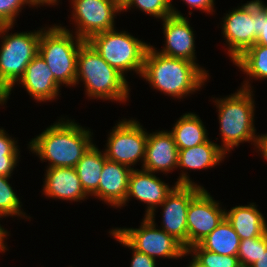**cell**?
<instances>
[{
    "instance_id": "4dcf8cb0",
    "label": "cell",
    "mask_w": 267,
    "mask_h": 267,
    "mask_svg": "<svg viewBox=\"0 0 267 267\" xmlns=\"http://www.w3.org/2000/svg\"><path fill=\"white\" fill-rule=\"evenodd\" d=\"M25 5L32 7L28 0H0V25H14Z\"/></svg>"
},
{
    "instance_id": "7a4b0ae2",
    "label": "cell",
    "mask_w": 267,
    "mask_h": 267,
    "mask_svg": "<svg viewBox=\"0 0 267 267\" xmlns=\"http://www.w3.org/2000/svg\"><path fill=\"white\" fill-rule=\"evenodd\" d=\"M92 135L91 129L82 127L75 120L61 117L41 134L32 138L28 148L42 162L48 161L47 168H75L78 161L94 144Z\"/></svg>"
},
{
    "instance_id": "d4e9b609",
    "label": "cell",
    "mask_w": 267,
    "mask_h": 267,
    "mask_svg": "<svg viewBox=\"0 0 267 267\" xmlns=\"http://www.w3.org/2000/svg\"><path fill=\"white\" fill-rule=\"evenodd\" d=\"M241 239L226 218L198 244L207 251L237 256Z\"/></svg>"
},
{
    "instance_id": "52a82bcc",
    "label": "cell",
    "mask_w": 267,
    "mask_h": 267,
    "mask_svg": "<svg viewBox=\"0 0 267 267\" xmlns=\"http://www.w3.org/2000/svg\"><path fill=\"white\" fill-rule=\"evenodd\" d=\"M87 42L113 68L125 76L129 71L141 74L144 67V58L151 45L136 38L126 31H117L116 28L91 36Z\"/></svg>"
},
{
    "instance_id": "e575fe53",
    "label": "cell",
    "mask_w": 267,
    "mask_h": 267,
    "mask_svg": "<svg viewBox=\"0 0 267 267\" xmlns=\"http://www.w3.org/2000/svg\"><path fill=\"white\" fill-rule=\"evenodd\" d=\"M20 155H2L0 156V175L11 177L14 168L18 165Z\"/></svg>"
},
{
    "instance_id": "74e56055",
    "label": "cell",
    "mask_w": 267,
    "mask_h": 267,
    "mask_svg": "<svg viewBox=\"0 0 267 267\" xmlns=\"http://www.w3.org/2000/svg\"><path fill=\"white\" fill-rule=\"evenodd\" d=\"M258 151L262 157L267 160V137H260V143Z\"/></svg>"
},
{
    "instance_id": "d590c367",
    "label": "cell",
    "mask_w": 267,
    "mask_h": 267,
    "mask_svg": "<svg viewBox=\"0 0 267 267\" xmlns=\"http://www.w3.org/2000/svg\"><path fill=\"white\" fill-rule=\"evenodd\" d=\"M31 4H32V6H34V7H40V6H55V5H59V4H57L60 0H28Z\"/></svg>"
},
{
    "instance_id": "836d02e7",
    "label": "cell",
    "mask_w": 267,
    "mask_h": 267,
    "mask_svg": "<svg viewBox=\"0 0 267 267\" xmlns=\"http://www.w3.org/2000/svg\"><path fill=\"white\" fill-rule=\"evenodd\" d=\"M183 2H185V4L189 5V8L191 9H197L199 11L205 12V13H209L213 15V12H215L214 10V5H215V0H182ZM170 4H171V8H172V12L173 15H177V16H183V14L178 11L174 5H172V0H170Z\"/></svg>"
},
{
    "instance_id": "f1b7e54d",
    "label": "cell",
    "mask_w": 267,
    "mask_h": 267,
    "mask_svg": "<svg viewBox=\"0 0 267 267\" xmlns=\"http://www.w3.org/2000/svg\"><path fill=\"white\" fill-rule=\"evenodd\" d=\"M267 249V233L263 236L241 240L237 257L241 265L251 266L262 251Z\"/></svg>"
},
{
    "instance_id": "4316f807",
    "label": "cell",
    "mask_w": 267,
    "mask_h": 267,
    "mask_svg": "<svg viewBox=\"0 0 267 267\" xmlns=\"http://www.w3.org/2000/svg\"><path fill=\"white\" fill-rule=\"evenodd\" d=\"M122 12L138 8L140 11L163 20L173 14L170 0H121Z\"/></svg>"
},
{
    "instance_id": "7bdbcfd3",
    "label": "cell",
    "mask_w": 267,
    "mask_h": 267,
    "mask_svg": "<svg viewBox=\"0 0 267 267\" xmlns=\"http://www.w3.org/2000/svg\"><path fill=\"white\" fill-rule=\"evenodd\" d=\"M260 137H267V134H261Z\"/></svg>"
},
{
    "instance_id": "1f68e13d",
    "label": "cell",
    "mask_w": 267,
    "mask_h": 267,
    "mask_svg": "<svg viewBox=\"0 0 267 267\" xmlns=\"http://www.w3.org/2000/svg\"><path fill=\"white\" fill-rule=\"evenodd\" d=\"M109 233L113 236L114 240L118 241L124 247H128L132 250L130 267H157V261L155 259L134 249L114 228H112Z\"/></svg>"
},
{
    "instance_id": "8d00e7d4",
    "label": "cell",
    "mask_w": 267,
    "mask_h": 267,
    "mask_svg": "<svg viewBox=\"0 0 267 267\" xmlns=\"http://www.w3.org/2000/svg\"><path fill=\"white\" fill-rule=\"evenodd\" d=\"M251 267H267V249L262 251L258 260L251 265Z\"/></svg>"
},
{
    "instance_id": "8fae6325",
    "label": "cell",
    "mask_w": 267,
    "mask_h": 267,
    "mask_svg": "<svg viewBox=\"0 0 267 267\" xmlns=\"http://www.w3.org/2000/svg\"><path fill=\"white\" fill-rule=\"evenodd\" d=\"M221 29L232 62L256 42V21L253 0L233 8L222 18Z\"/></svg>"
},
{
    "instance_id": "4fadbf2b",
    "label": "cell",
    "mask_w": 267,
    "mask_h": 267,
    "mask_svg": "<svg viewBox=\"0 0 267 267\" xmlns=\"http://www.w3.org/2000/svg\"><path fill=\"white\" fill-rule=\"evenodd\" d=\"M202 189L196 185H176L167 195L162 207L160 229L172 235L188 249L187 212L191 199Z\"/></svg>"
},
{
    "instance_id": "3957f363",
    "label": "cell",
    "mask_w": 267,
    "mask_h": 267,
    "mask_svg": "<svg viewBox=\"0 0 267 267\" xmlns=\"http://www.w3.org/2000/svg\"><path fill=\"white\" fill-rule=\"evenodd\" d=\"M254 90L241 88L223 98H216L219 120V131L222 139L220 148L226 153L238 147L241 143L251 142L258 150L260 134L255 129V98Z\"/></svg>"
},
{
    "instance_id": "9a60e30c",
    "label": "cell",
    "mask_w": 267,
    "mask_h": 267,
    "mask_svg": "<svg viewBox=\"0 0 267 267\" xmlns=\"http://www.w3.org/2000/svg\"><path fill=\"white\" fill-rule=\"evenodd\" d=\"M162 21L165 47L158 53L196 63L195 34L189 19L172 14Z\"/></svg>"
},
{
    "instance_id": "8992f818",
    "label": "cell",
    "mask_w": 267,
    "mask_h": 267,
    "mask_svg": "<svg viewBox=\"0 0 267 267\" xmlns=\"http://www.w3.org/2000/svg\"><path fill=\"white\" fill-rule=\"evenodd\" d=\"M14 25H0V86L10 98L12 89L24 74L27 65L38 54L41 31L8 33Z\"/></svg>"
},
{
    "instance_id": "cb8c5ba5",
    "label": "cell",
    "mask_w": 267,
    "mask_h": 267,
    "mask_svg": "<svg viewBox=\"0 0 267 267\" xmlns=\"http://www.w3.org/2000/svg\"><path fill=\"white\" fill-rule=\"evenodd\" d=\"M233 64L239 67L240 71L246 74L247 77L249 76V79L243 81L241 88L253 90V86L251 87L249 82L253 78L255 80H267V47L254 44L237 58Z\"/></svg>"
},
{
    "instance_id": "9c48e42d",
    "label": "cell",
    "mask_w": 267,
    "mask_h": 267,
    "mask_svg": "<svg viewBox=\"0 0 267 267\" xmlns=\"http://www.w3.org/2000/svg\"><path fill=\"white\" fill-rule=\"evenodd\" d=\"M121 120L108 134L103 151L108 160L134 170L137 162H141L143 166L148 132L138 120L133 118Z\"/></svg>"
},
{
    "instance_id": "d6a6232c",
    "label": "cell",
    "mask_w": 267,
    "mask_h": 267,
    "mask_svg": "<svg viewBox=\"0 0 267 267\" xmlns=\"http://www.w3.org/2000/svg\"><path fill=\"white\" fill-rule=\"evenodd\" d=\"M17 140L15 141L12 136L7 134L6 130L2 127L0 128V156L2 155H20V148L17 145Z\"/></svg>"
},
{
    "instance_id": "60d3db41",
    "label": "cell",
    "mask_w": 267,
    "mask_h": 267,
    "mask_svg": "<svg viewBox=\"0 0 267 267\" xmlns=\"http://www.w3.org/2000/svg\"><path fill=\"white\" fill-rule=\"evenodd\" d=\"M7 93L4 91V89L0 86V105L3 106L7 103Z\"/></svg>"
},
{
    "instance_id": "484cf974",
    "label": "cell",
    "mask_w": 267,
    "mask_h": 267,
    "mask_svg": "<svg viewBox=\"0 0 267 267\" xmlns=\"http://www.w3.org/2000/svg\"><path fill=\"white\" fill-rule=\"evenodd\" d=\"M10 177L0 175V218L14 216L25 219H30L27 216L22 207V202L20 201L16 192L12 189V185L8 182ZM28 217V218H27ZM1 220V219H0ZM0 228L9 236L7 229L0 224Z\"/></svg>"
},
{
    "instance_id": "f546056e",
    "label": "cell",
    "mask_w": 267,
    "mask_h": 267,
    "mask_svg": "<svg viewBox=\"0 0 267 267\" xmlns=\"http://www.w3.org/2000/svg\"><path fill=\"white\" fill-rule=\"evenodd\" d=\"M254 20L256 21V42L267 47V6L262 0H253Z\"/></svg>"
},
{
    "instance_id": "ac0fdd59",
    "label": "cell",
    "mask_w": 267,
    "mask_h": 267,
    "mask_svg": "<svg viewBox=\"0 0 267 267\" xmlns=\"http://www.w3.org/2000/svg\"><path fill=\"white\" fill-rule=\"evenodd\" d=\"M17 84H21L29 96L40 103L58 99L62 87L39 53L27 65Z\"/></svg>"
},
{
    "instance_id": "ffe728a7",
    "label": "cell",
    "mask_w": 267,
    "mask_h": 267,
    "mask_svg": "<svg viewBox=\"0 0 267 267\" xmlns=\"http://www.w3.org/2000/svg\"><path fill=\"white\" fill-rule=\"evenodd\" d=\"M44 176L42 194L48 198L80 202L89 197L81 185L75 168H46Z\"/></svg>"
},
{
    "instance_id": "83f0119b",
    "label": "cell",
    "mask_w": 267,
    "mask_h": 267,
    "mask_svg": "<svg viewBox=\"0 0 267 267\" xmlns=\"http://www.w3.org/2000/svg\"><path fill=\"white\" fill-rule=\"evenodd\" d=\"M201 264L207 267H238L240 265L237 256L221 255L203 249L199 244L187 249Z\"/></svg>"
},
{
    "instance_id": "7402d4cb",
    "label": "cell",
    "mask_w": 267,
    "mask_h": 267,
    "mask_svg": "<svg viewBox=\"0 0 267 267\" xmlns=\"http://www.w3.org/2000/svg\"><path fill=\"white\" fill-rule=\"evenodd\" d=\"M205 128L197 114L188 112L179 117L169 132L172 134L178 149H187L203 144L209 139L208 131Z\"/></svg>"
},
{
    "instance_id": "b9f144b4",
    "label": "cell",
    "mask_w": 267,
    "mask_h": 267,
    "mask_svg": "<svg viewBox=\"0 0 267 267\" xmlns=\"http://www.w3.org/2000/svg\"><path fill=\"white\" fill-rule=\"evenodd\" d=\"M238 267H251V266H248V265H239Z\"/></svg>"
},
{
    "instance_id": "603a6c76",
    "label": "cell",
    "mask_w": 267,
    "mask_h": 267,
    "mask_svg": "<svg viewBox=\"0 0 267 267\" xmlns=\"http://www.w3.org/2000/svg\"><path fill=\"white\" fill-rule=\"evenodd\" d=\"M106 160L104 151H100L96 144H93L75 166L81 185L89 196L99 187L102 168Z\"/></svg>"
},
{
    "instance_id": "7c38bea8",
    "label": "cell",
    "mask_w": 267,
    "mask_h": 267,
    "mask_svg": "<svg viewBox=\"0 0 267 267\" xmlns=\"http://www.w3.org/2000/svg\"><path fill=\"white\" fill-rule=\"evenodd\" d=\"M219 201L202 188L190 201L187 212L188 248L201 242L225 218Z\"/></svg>"
},
{
    "instance_id": "2e32d148",
    "label": "cell",
    "mask_w": 267,
    "mask_h": 267,
    "mask_svg": "<svg viewBox=\"0 0 267 267\" xmlns=\"http://www.w3.org/2000/svg\"><path fill=\"white\" fill-rule=\"evenodd\" d=\"M178 147L168 130L149 133L146 142L143 170L153 173H167L177 169Z\"/></svg>"
},
{
    "instance_id": "ab89813d",
    "label": "cell",
    "mask_w": 267,
    "mask_h": 267,
    "mask_svg": "<svg viewBox=\"0 0 267 267\" xmlns=\"http://www.w3.org/2000/svg\"><path fill=\"white\" fill-rule=\"evenodd\" d=\"M7 234L0 228V253H5L7 251V245L5 239L7 240Z\"/></svg>"
},
{
    "instance_id": "6da1fadb",
    "label": "cell",
    "mask_w": 267,
    "mask_h": 267,
    "mask_svg": "<svg viewBox=\"0 0 267 267\" xmlns=\"http://www.w3.org/2000/svg\"><path fill=\"white\" fill-rule=\"evenodd\" d=\"M156 49L152 45L148 47L141 74L151 88L179 100L204 87L210 77L205 68L185 59L162 55Z\"/></svg>"
},
{
    "instance_id": "5bb4252c",
    "label": "cell",
    "mask_w": 267,
    "mask_h": 267,
    "mask_svg": "<svg viewBox=\"0 0 267 267\" xmlns=\"http://www.w3.org/2000/svg\"><path fill=\"white\" fill-rule=\"evenodd\" d=\"M176 185L174 183L170 187L168 183L162 181L155 173L143 169H134L129 176L128 193L122 207H125L131 197H134L135 200L144 202L147 205L144 216L155 217L156 208L165 201L167 195Z\"/></svg>"
},
{
    "instance_id": "5b68a950",
    "label": "cell",
    "mask_w": 267,
    "mask_h": 267,
    "mask_svg": "<svg viewBox=\"0 0 267 267\" xmlns=\"http://www.w3.org/2000/svg\"><path fill=\"white\" fill-rule=\"evenodd\" d=\"M65 26L52 25L41 31L38 53L47 63L54 79L60 85L75 86L77 75V55L85 42L73 35Z\"/></svg>"
},
{
    "instance_id": "44dd1931",
    "label": "cell",
    "mask_w": 267,
    "mask_h": 267,
    "mask_svg": "<svg viewBox=\"0 0 267 267\" xmlns=\"http://www.w3.org/2000/svg\"><path fill=\"white\" fill-rule=\"evenodd\" d=\"M264 217L254 202L225 210V218L241 240L265 235L267 222Z\"/></svg>"
},
{
    "instance_id": "30bf717a",
    "label": "cell",
    "mask_w": 267,
    "mask_h": 267,
    "mask_svg": "<svg viewBox=\"0 0 267 267\" xmlns=\"http://www.w3.org/2000/svg\"><path fill=\"white\" fill-rule=\"evenodd\" d=\"M71 6V19L76 27L74 35L84 41L115 29V16L122 12L121 0H71Z\"/></svg>"
},
{
    "instance_id": "f35d334b",
    "label": "cell",
    "mask_w": 267,
    "mask_h": 267,
    "mask_svg": "<svg viewBox=\"0 0 267 267\" xmlns=\"http://www.w3.org/2000/svg\"><path fill=\"white\" fill-rule=\"evenodd\" d=\"M192 258L191 261H189V264L187 267H207L203 264H201L188 250H185L183 257L189 256Z\"/></svg>"
},
{
    "instance_id": "277c9868",
    "label": "cell",
    "mask_w": 267,
    "mask_h": 267,
    "mask_svg": "<svg viewBox=\"0 0 267 267\" xmlns=\"http://www.w3.org/2000/svg\"><path fill=\"white\" fill-rule=\"evenodd\" d=\"M76 66L75 86L83 82L88 98L119 103L129 99L131 89L126 76L111 67L87 41L79 48Z\"/></svg>"
},
{
    "instance_id": "ba28073f",
    "label": "cell",
    "mask_w": 267,
    "mask_h": 267,
    "mask_svg": "<svg viewBox=\"0 0 267 267\" xmlns=\"http://www.w3.org/2000/svg\"><path fill=\"white\" fill-rule=\"evenodd\" d=\"M115 230L137 251L153 259H182L184 246L172 235L158 228L155 217L144 216L139 228H115Z\"/></svg>"
},
{
    "instance_id": "e0dca14e",
    "label": "cell",
    "mask_w": 267,
    "mask_h": 267,
    "mask_svg": "<svg viewBox=\"0 0 267 267\" xmlns=\"http://www.w3.org/2000/svg\"><path fill=\"white\" fill-rule=\"evenodd\" d=\"M178 165L182 173H180L179 178L175 182L177 185H196L204 188L201 185L193 182L186 172L187 170H203L210 169L216 165H220L223 159L226 157V153L220 148V145L210 141L208 139L203 144H198L196 146L187 149H178ZM186 170V171H184Z\"/></svg>"
},
{
    "instance_id": "d6986e66",
    "label": "cell",
    "mask_w": 267,
    "mask_h": 267,
    "mask_svg": "<svg viewBox=\"0 0 267 267\" xmlns=\"http://www.w3.org/2000/svg\"><path fill=\"white\" fill-rule=\"evenodd\" d=\"M132 168L106 160L98 189L91 195L114 208H122L128 193L129 176Z\"/></svg>"
}]
</instances>
